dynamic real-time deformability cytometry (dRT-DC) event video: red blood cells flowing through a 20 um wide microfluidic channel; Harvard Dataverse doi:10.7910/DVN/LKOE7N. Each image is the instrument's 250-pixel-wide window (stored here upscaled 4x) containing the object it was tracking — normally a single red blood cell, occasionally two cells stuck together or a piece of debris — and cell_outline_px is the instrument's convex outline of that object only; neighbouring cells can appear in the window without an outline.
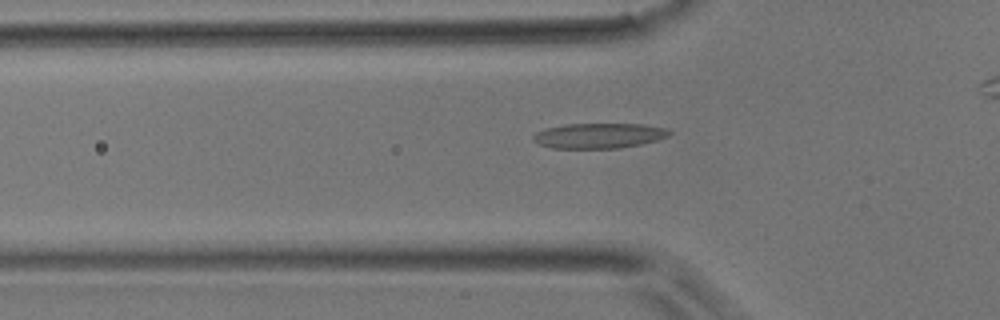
{"species": "common noctule bat (a hibernating species)", "species_latin": "Nyctalus noctula", "temperature_condition": "room temperature", "stored_images_in_passage": 39, "camera_frame_rate_fps": 3000, "um_per_image_px": 0.085, "animal": {"sex": "male", "body_mass_g": 17.9}, "frame": {"image": 1, "passage_image": 14, "time_ms": 4.333, "image_size_px": [1000, 320], "cell_outline_px": [[672, 132], [668, 136], [656, 140], [640, 144], [620, 148], [552, 148], [540, 144], [532, 140], [532, 136], [536, 132], [544, 128], [568, 124], [644, 124], [664, 128]], "centroid_in_image_um": [50.88, 11.53], "position_along_channel_um": 74.9, "area_um2": 19.88}}
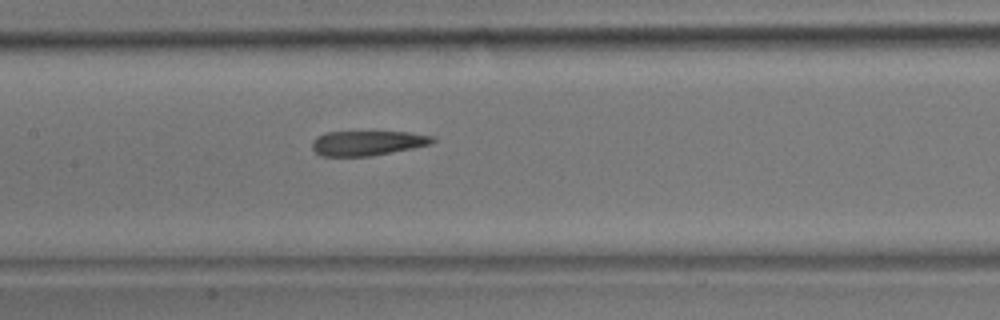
{"frame": {"image": 2, "passage_image": 21, "time_ms": 6.667, "image_size_px": [1000, 320], "cell_outline_px": [[436, 140], [432, 144], [372, 156], [320, 156], [312, 148], [312, 140], [316, 136], [324, 132], [408, 132], [432, 136]], "centroid_in_image_um": [31.2, 12.16], "position_along_channel_um": 176.2, "area_um2": 17.46}}
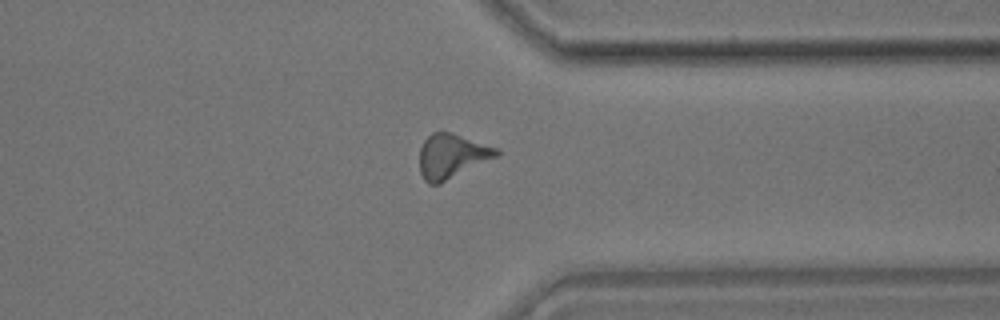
{"frame": {"image": 3, "passage_image": 35, "time_ms": 11.333, "image_size_px": [1000, 320], "cell_outline_px": [[500, 156], [440, 184], [428, 184], [424, 180], [420, 172], [420, 148], [424, 140], [432, 132], [452, 132], [500, 148]], "centroid_in_image_um": [38.45, 13.27], "position_along_channel_um": 373.0, "area_um2": 20.35}}